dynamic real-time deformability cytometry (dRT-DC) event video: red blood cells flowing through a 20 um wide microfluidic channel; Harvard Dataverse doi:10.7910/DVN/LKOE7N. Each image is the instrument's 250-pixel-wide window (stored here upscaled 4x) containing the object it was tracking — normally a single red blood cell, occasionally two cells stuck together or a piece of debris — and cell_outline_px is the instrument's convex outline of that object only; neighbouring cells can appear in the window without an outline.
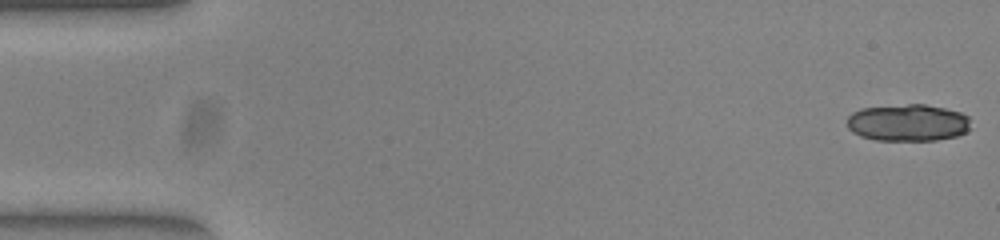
{"species": "common noctule bat (a hibernating species)", "species_latin": "Nyctalus noctula", "temperature_condition": "warm", "stored_images_in_passage": 53, "segment_of_instrument_passage": [1, 2], "camera_frame_rate_fps": 3000, "um_per_image_px": 0.085, "animal": {"sex": "female", "body_mass_g": 23.0, "forearm_length_mm": 53.4}, "frame": {"image": 1, "passage_image": 1, "time_ms": 0.0, "image_size_px": [1000, 240], "cell_outline_px": [[968, 132], [956, 136], [936, 140], [876, 140], [860, 136], [852, 132], [848, 128], [848, 116], [852, 112], [860, 108], [908, 104], [924, 104], [944, 108], [960, 112], [968, 116]], "centroid_in_image_um": [77.15, 10.43], "position_along_channel_um": 7.9, "area_um2": 26.65}}
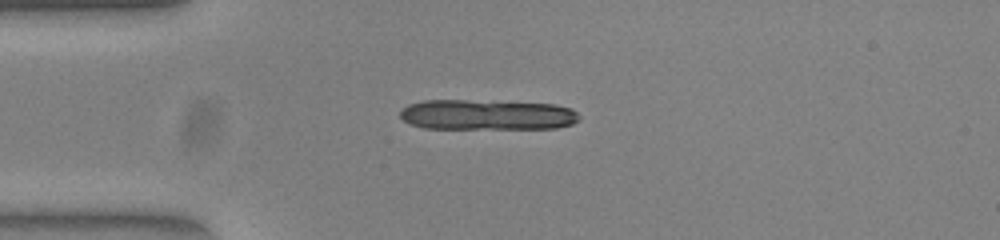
{"frame": {"image": 2, "passage_image": 13, "time_ms": 4.0, "image_size_px": [1000, 240], "cell_outline_px": [[580, 120], [572, 124], [556, 128], [424, 128], [412, 124], [404, 120], [400, 116], [400, 112], [408, 104], [424, 100], [464, 100], [556, 104], [572, 108], [580, 116]], "centroid_in_image_um": [41.43, 9.75], "position_along_channel_um": 43.6, "area_um2": 31.62}}